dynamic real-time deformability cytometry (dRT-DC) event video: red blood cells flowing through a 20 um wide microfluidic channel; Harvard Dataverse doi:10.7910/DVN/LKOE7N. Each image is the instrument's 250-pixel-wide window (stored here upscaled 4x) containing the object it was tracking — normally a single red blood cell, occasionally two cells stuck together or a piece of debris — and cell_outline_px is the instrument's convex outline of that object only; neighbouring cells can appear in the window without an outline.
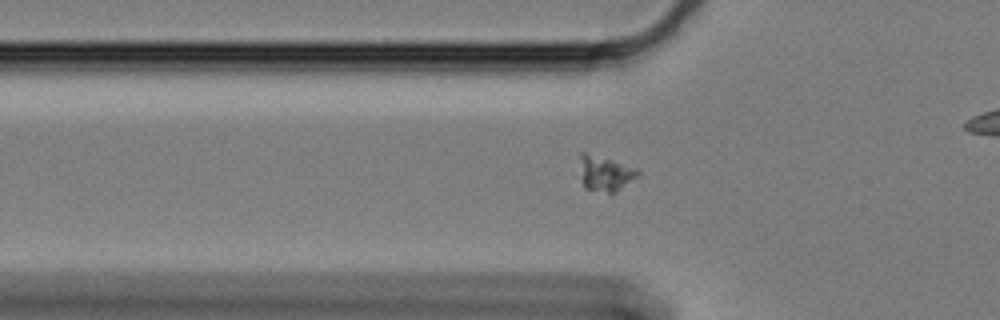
{"species": "Egyptian fruit bat (a non-hibernating species)", "species_latin": "Rousettus aegyptiacus", "temperature_condition": "cold", "stored_images_in_passage": 62, "camera_frame_rate_fps": 3000, "um_per_image_px": 0.085, "animal": {"sex": "female"}, "frame": {"image": 1, "passage_image": 21, "time_ms": 6.667, "image_size_px": [1000, 320], "cell_outline_px": [[640, 176], [612, 196], [584, 188], [580, 156], [580, 152], [584, 152], [612, 160], [636, 168], [640, 172]], "centroid_in_image_um": [51.51, 14.81], "position_along_channel_um": 74.3, "area_um2": 12.14}}
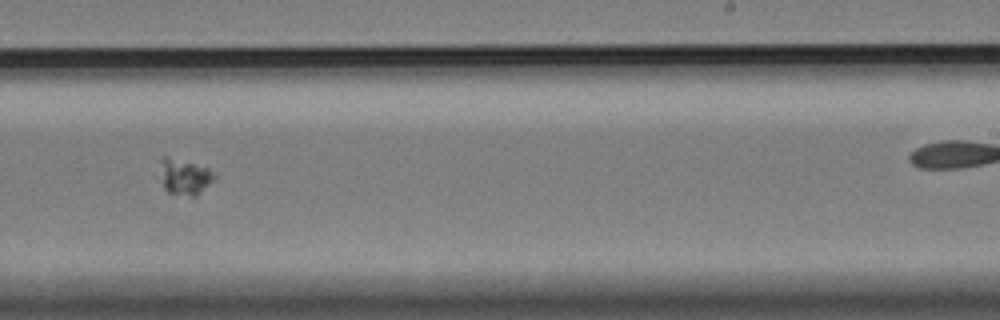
{"frame": {"image": 2, "passage_image": 39, "time_ms": 12.667, "image_size_px": [1000, 320], "cell_outline_px": [[216, 176], [196, 196], [192, 196], [168, 192], [164, 188], [160, 160], [160, 156], [164, 156], [208, 168]], "centroid_in_image_um": [15.67, 15.02], "position_along_channel_um": 273.3, "area_um2": 10.75}}
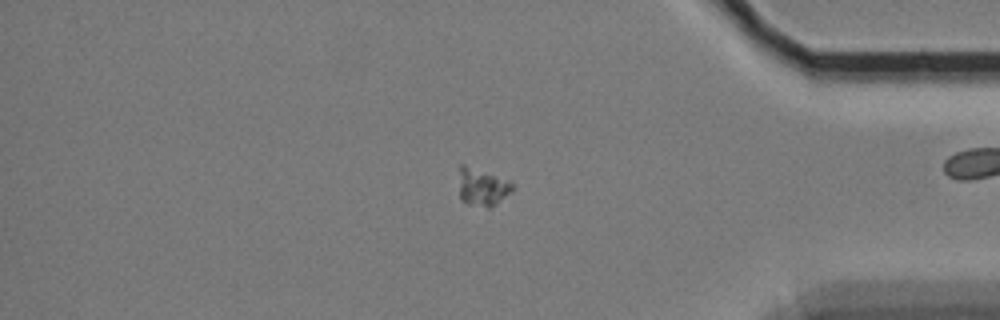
{"frame": {"image": 3, "passage_image": 52, "time_ms": 17.0, "image_size_px": [1000, 320], "cell_outline_px": [[516, 188], [512, 192], [488, 208], [468, 204], [460, 196], [460, 164], [464, 164], [516, 184]], "centroid_in_image_um": [41.03, 15.91], "position_along_channel_um": 394.2, "area_um2": 11.39}}